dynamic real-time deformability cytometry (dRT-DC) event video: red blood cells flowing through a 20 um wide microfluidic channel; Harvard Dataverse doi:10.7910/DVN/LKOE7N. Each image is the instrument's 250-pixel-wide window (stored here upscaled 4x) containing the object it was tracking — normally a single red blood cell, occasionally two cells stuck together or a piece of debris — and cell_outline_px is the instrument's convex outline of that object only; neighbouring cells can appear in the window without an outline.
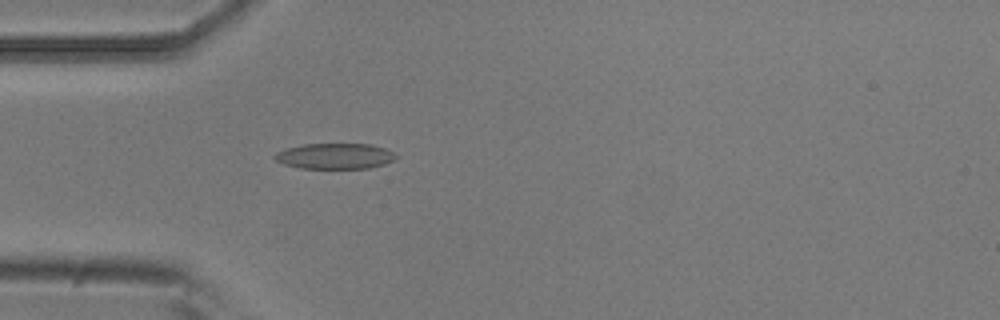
{"species": "common noctule bat (a hibernating species)", "species_latin": "Nyctalus noctula", "temperature_condition": "room temperature", "stored_images_in_passage": 5, "camera_frame_rate_fps": 3000, "um_per_image_px": 0.085, "animal": {"sex": "male", "body_mass_g": 20.5, "forearm_length_mm": 52.5}, "frame": {"image": 1, "passage_image": 5, "time_ms": 1.333, "image_size_px": [1000, 320], "cell_outline_px": [[396, 156], [392, 160], [384, 164], [368, 168], [300, 168], [284, 164], [276, 160], [272, 156], [276, 152], [284, 148], [304, 144], [372, 144], [384, 148], [392, 152]], "centroid_in_image_um": [28.41, 13.26], "position_along_channel_um": 56.6, "area_um2": 18.03}}